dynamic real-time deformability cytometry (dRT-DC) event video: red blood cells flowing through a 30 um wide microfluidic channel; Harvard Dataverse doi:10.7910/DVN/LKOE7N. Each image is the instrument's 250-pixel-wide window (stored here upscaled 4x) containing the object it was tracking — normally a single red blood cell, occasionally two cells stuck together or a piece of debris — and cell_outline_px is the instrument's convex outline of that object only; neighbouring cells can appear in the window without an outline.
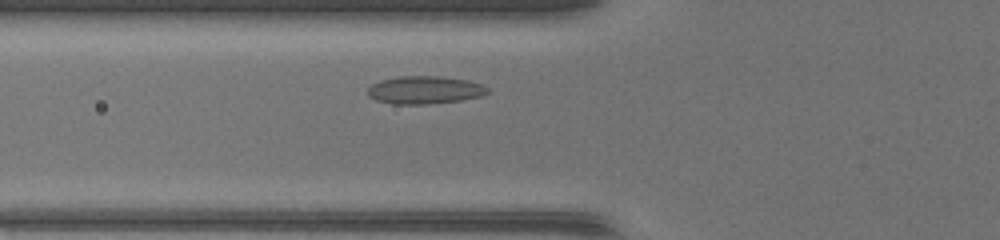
{"species": "common noctule bat (a hibernating species)", "species_latin": "Nyctalus noctula", "temperature_condition": "warm", "stored_images_in_passage": 31, "camera_frame_rate_fps": 3000, "um_per_image_px": 0.085, "animal": {"sex": "female", "body_mass_g": 17.0, "forearm_length_mm": 48.0}, "frame": {"image": 1, "passage_image": 6, "time_ms": 1.667, "image_size_px": [1000, 240], "cell_outline_px": [[492, 92], [484, 96], [460, 100], [428, 104], [392, 104], [376, 100], [368, 96], [368, 88], [372, 84], [380, 80], [400, 76], [440, 76], [468, 80], [484, 84]], "centroid_in_image_um": [36.15, 7.65], "position_along_channel_um": 89.6, "area_um2": 19.71}}
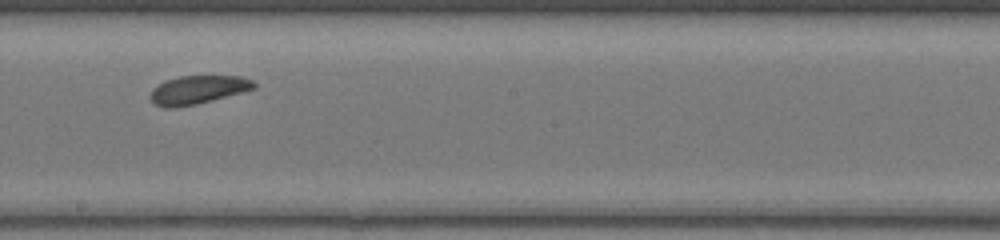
{"frame": {"image": 2, "passage_image": 16, "time_ms": 5.0, "image_size_px": [1000, 240], "cell_outline_px": [[256, 88], [244, 92], [196, 104], [172, 108], [164, 108], [156, 104], [148, 96], [152, 88], [164, 80], [180, 76], [240, 76], [252, 80], [256, 84]], "centroid_in_image_um": [16.8, 7.63], "position_along_channel_um": 231.4, "area_um2": 17.28}}
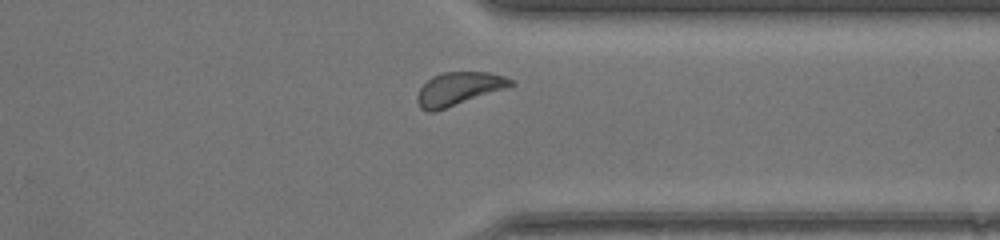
{"frame": {"image": 3, "passage_image": 26, "time_ms": 8.333, "image_size_px": [1000, 240], "cell_outline_px": [[516, 84], [508, 88], [436, 112], [428, 112], [420, 108], [416, 100], [416, 96], [420, 88], [432, 76], [444, 72], [488, 72], [504, 76], [516, 80]], "centroid_in_image_um": [39.02, 7.56], "position_along_channel_um": 372.4, "area_um2": 18.44}, "authors_computed_cell_mechanics": {"area_um2": 17.918, "velocity_mm_per_s": 4.2502, "shape_relaxation_time_tau1_ms": 2.4842, "shape_relaxation_time_tau2_ms": 2.7806, "deformation_change_tau1": 0.0486, "deformation_change_tau2": 0.0933}}